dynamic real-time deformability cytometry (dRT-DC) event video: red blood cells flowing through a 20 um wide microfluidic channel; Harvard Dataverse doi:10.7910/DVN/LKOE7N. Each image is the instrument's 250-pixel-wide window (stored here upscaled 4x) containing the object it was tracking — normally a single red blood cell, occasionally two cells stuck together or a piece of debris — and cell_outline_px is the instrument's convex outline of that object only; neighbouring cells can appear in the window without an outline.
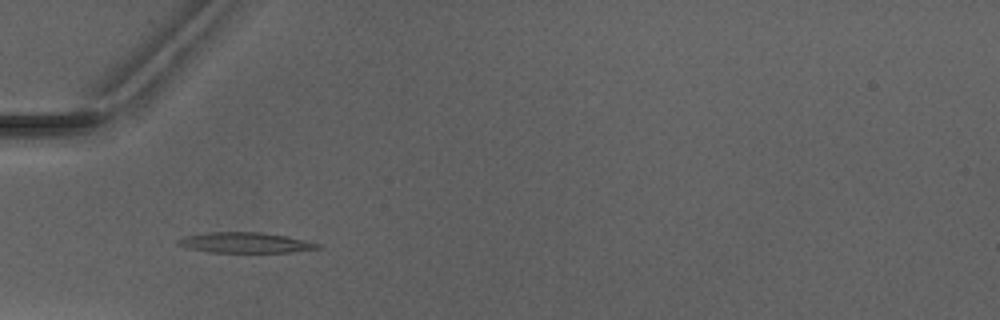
{"species": "Egyptian fruit bat (a non-hibernating species)", "species_latin": "Rousettus aegyptiacus", "temperature_condition": "warm", "stored_images_in_passage": 7, "camera_frame_rate_fps": 3000, "um_per_image_px": 0.085, "animal": {"sex": "male"}, "frame": {"image": 1, "passage_image": 5, "time_ms": 4.667, "image_size_px": [1000, 320], "cell_outline_px": [[320, 248], [292, 252], [208, 252], [188, 248], [176, 244], [176, 240], [184, 236], [204, 232], [260, 232], [284, 236], [304, 240], [320, 244]], "centroid_in_image_um": [20.77, 20.62], "position_along_channel_um": 64.2, "area_um2": 16.59}}
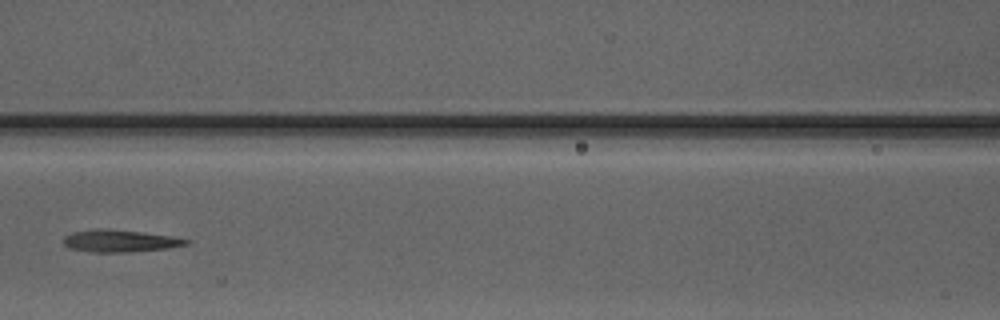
{"frame": {"image": 2, "passage_image": 7, "time_ms": 7.0, "image_size_px": [1000, 320], "cell_outline_px": [[192, 240], [188, 244], [168, 248], [128, 252], [92, 252], [72, 248], [64, 244], [64, 236], [72, 232], [96, 228], [108, 228], [172, 236]], "centroid_in_image_um": [10.2, 20.46], "position_along_channel_um": 156.4, "area_um2": 15.84}}